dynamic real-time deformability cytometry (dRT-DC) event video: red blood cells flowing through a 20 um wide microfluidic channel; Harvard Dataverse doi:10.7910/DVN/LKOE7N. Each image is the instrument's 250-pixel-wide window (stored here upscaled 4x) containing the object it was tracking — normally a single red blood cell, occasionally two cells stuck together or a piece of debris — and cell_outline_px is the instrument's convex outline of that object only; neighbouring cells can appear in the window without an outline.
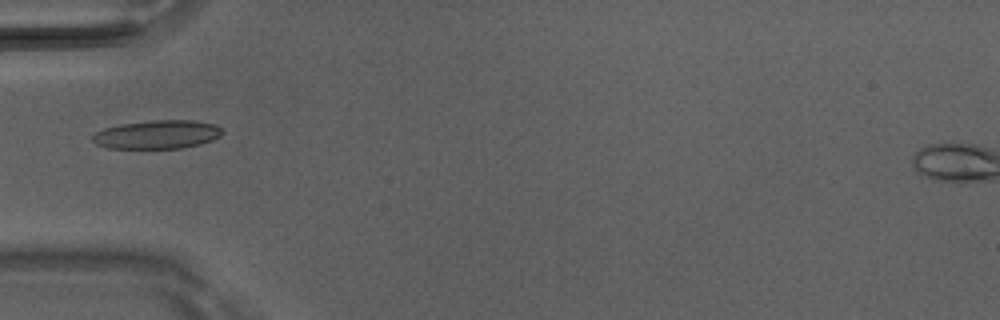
{"species": "Egyptian fruit bat (a non-hibernating species)", "species_latin": "Rousettus aegyptiacus", "temperature_condition": "room temperature", "stored_images_in_passage": 1, "camera_frame_rate_fps": 3000, "um_per_image_px": 0.085, "animal": {"sex": "male"}, "frame": {"image": 1, "passage_image": 1, "time_ms": 0.0, "image_size_px": [1000, 320], "cell_outline_px": [[224, 132], [220, 136], [212, 140], [200, 144], [180, 148], [108, 148], [96, 144], [92, 140], [92, 136], [96, 132], [104, 128], [120, 124], [152, 120], [192, 120], [212, 124], [220, 128]], "centroid_in_image_um": [13.34, 11.43], "position_along_channel_um": 71.7, "area_um2": 21.5}}